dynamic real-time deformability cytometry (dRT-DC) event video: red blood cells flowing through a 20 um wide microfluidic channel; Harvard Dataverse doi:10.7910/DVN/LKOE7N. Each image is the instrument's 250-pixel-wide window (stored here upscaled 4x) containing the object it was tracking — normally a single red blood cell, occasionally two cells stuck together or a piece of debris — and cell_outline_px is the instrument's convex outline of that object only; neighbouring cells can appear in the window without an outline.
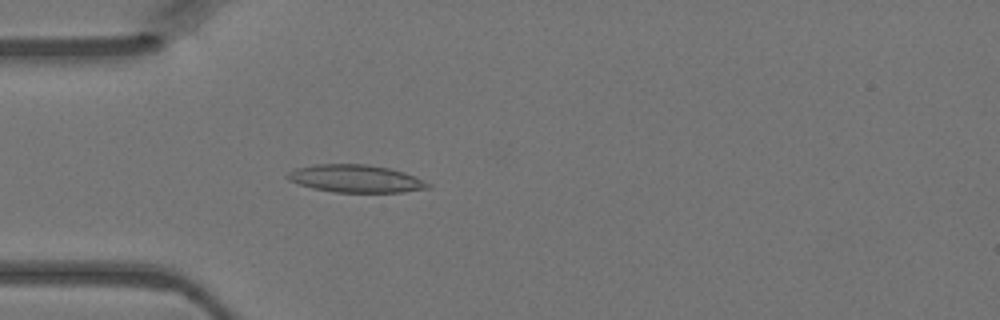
{"species": "Egyptian fruit bat (a non-hibernating species)", "species_latin": "Rousettus aegyptiacus", "temperature_condition": "warm", "stored_images_in_passage": 40, "camera_frame_rate_fps": 3000, "um_per_image_px": 0.085, "animal": {"sex": "female"}, "frame": {"image": 1, "passage_image": 7, "time_ms": 2.0, "image_size_px": [1000, 320], "cell_outline_px": [[432, 188], [404, 192], [332, 192], [312, 188], [288, 180], [284, 176], [288, 172], [296, 168], [316, 164], [364, 164], [388, 168], [404, 172], [416, 176], [432, 184]], "centroid_in_image_um": [30.26, 15.19], "position_along_channel_um": 54.7, "area_um2": 22.77}}
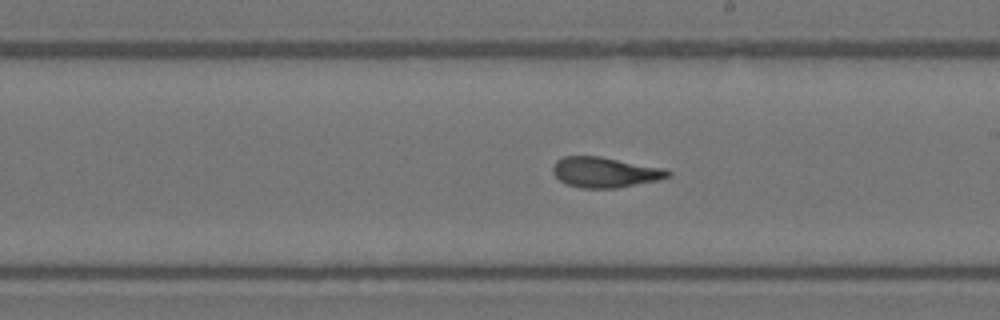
{"frame": {"image": 2, "passage_image": 20, "time_ms": 6.333, "image_size_px": [1000, 320], "cell_outline_px": [[672, 176], [656, 180], [616, 188], [580, 188], [568, 184], [560, 180], [552, 172], [552, 168], [556, 160], [564, 156], [600, 156], [664, 168], [672, 172]], "centroid_in_image_um": [51.42, 14.63], "position_along_channel_um": 237.6, "area_um2": 20.29}}
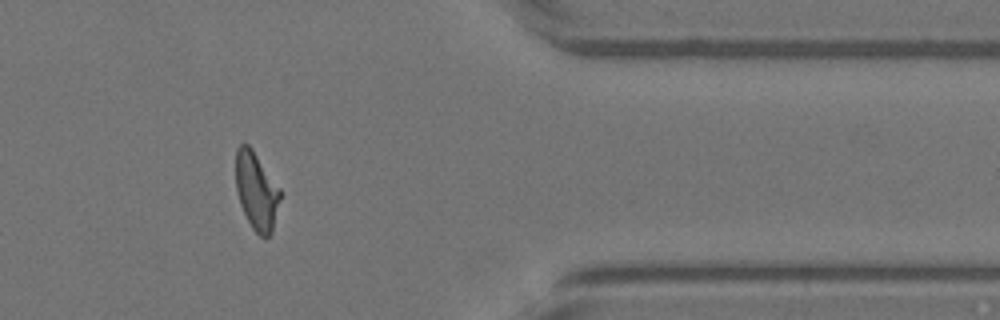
{"frame": {"image": 3, "passage_image": 32, "time_ms": 10.333, "image_size_px": [1000, 320], "cell_outline_px": [[280, 200], [272, 232], [268, 236], [260, 236], [252, 228], [240, 204], [236, 188], [236, 148], [240, 144], [248, 144], [252, 148], [280, 188]], "centroid_in_image_um": [21.79, 16.21], "position_along_channel_um": 389.6, "area_um2": 19.94}}